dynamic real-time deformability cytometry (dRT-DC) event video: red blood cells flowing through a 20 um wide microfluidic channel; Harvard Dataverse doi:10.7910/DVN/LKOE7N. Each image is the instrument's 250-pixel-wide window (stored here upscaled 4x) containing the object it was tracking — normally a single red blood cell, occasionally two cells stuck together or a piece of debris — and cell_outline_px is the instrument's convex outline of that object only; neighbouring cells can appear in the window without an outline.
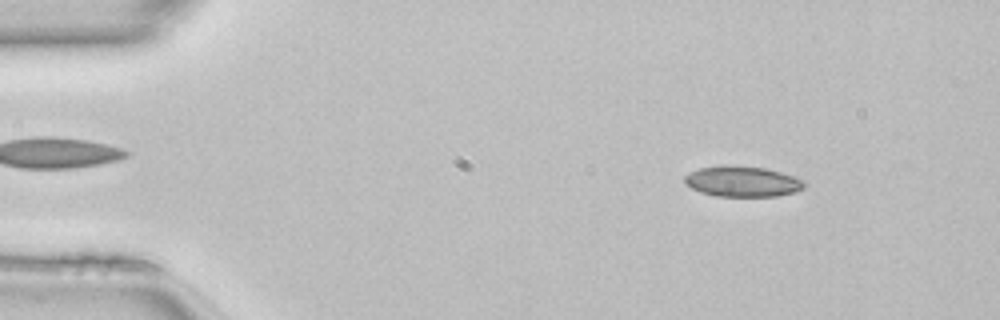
{"species": "common noctule bat (a hibernating species)", "species_latin": "Nyctalus noctula", "temperature_condition": "room temperature", "stored_images_in_passage": 49, "camera_frame_rate_fps": 3000, "um_per_image_px": 0.085, "animal": {"sex": "female", "body_mass_g": 22.7, "forearm_length_mm": 54.2}, "frame": {"image": 1, "passage_image": 6, "time_ms": 1.667, "image_size_px": [1000, 320], "cell_outline_px": [[808, 184], [804, 188], [796, 192], [776, 196], [716, 196], [700, 192], [684, 184], [684, 176], [700, 168], [724, 164], [768, 168], [804, 180]], "centroid_in_image_um": [63.12, 15.42], "position_along_channel_um": 21.9, "area_um2": 21.56}}
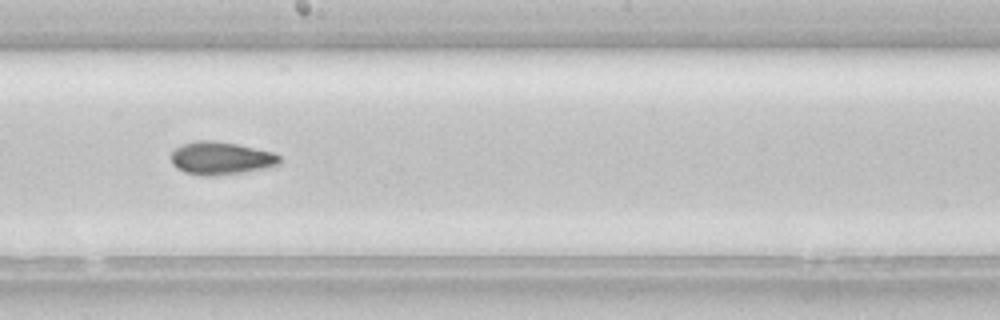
{"frame": {"image": 2, "passage_image": 27, "time_ms": 8.667, "image_size_px": [1000, 320], "cell_outline_px": [[280, 164], [268, 168], [212, 176], [204, 176], [184, 172], [176, 168], [172, 164], [172, 152], [180, 144], [196, 140], [212, 140], [236, 144], [272, 152], [280, 156]], "centroid_in_image_um": [18.75, 13.44], "position_along_channel_um": 229.4, "area_um2": 20.75}}
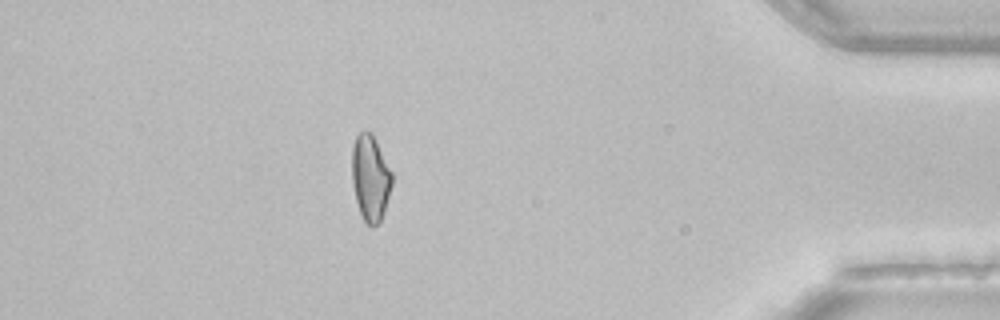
{"frame": {"image": 3, "passage_image": 43, "time_ms": 14.0, "image_size_px": [1000, 320], "cell_outline_px": [[392, 184], [380, 220], [372, 228], [364, 220], [360, 212], [356, 200], [352, 184], [352, 148], [356, 136], [360, 132], [372, 132], [392, 172]], "centroid_in_image_um": [31.47, 15.09], "position_along_channel_um": 403.7, "area_um2": 19.77}, "authors_computed_cell_mechanics": {"area_um2": 20.8658, "velocity_mm_per_s": 4.1378, "shape_relaxation_time_tau1_ms": null, "shape_relaxation_time_tau2_ms": 3.1083, "deformation_change_tau1": null, "deformation_change_tau2": 0.0921}}